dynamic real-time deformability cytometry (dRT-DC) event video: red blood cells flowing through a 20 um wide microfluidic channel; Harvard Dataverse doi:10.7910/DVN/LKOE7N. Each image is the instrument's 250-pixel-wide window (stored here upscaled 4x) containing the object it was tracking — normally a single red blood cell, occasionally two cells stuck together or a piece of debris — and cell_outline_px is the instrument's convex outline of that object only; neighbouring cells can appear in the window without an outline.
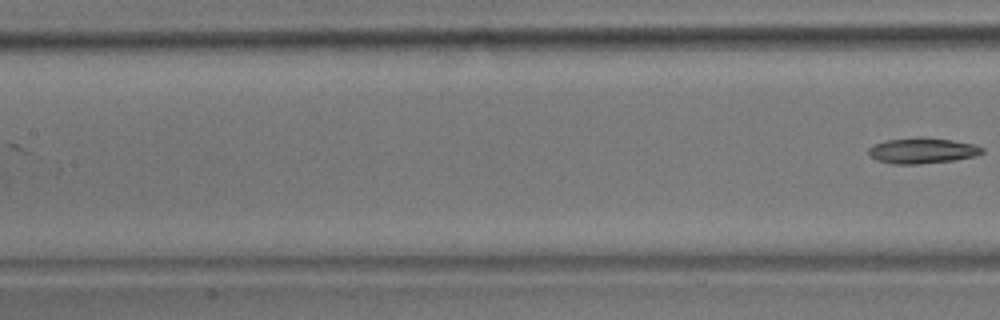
{"species": "common noctule bat (a hibernating species)", "species_latin": "Nyctalus noctula", "temperature_condition": "room temperature", "stored_images_in_passage": 8, "camera_frame_rate_fps": 3000, "um_per_image_px": 0.085, "animal": {"sex": "male", "body_mass_g": 17.9}, "frame": {"image": 1, "passage_image": 8, "time_ms": 8.667, "image_size_px": [1000, 320], "cell_outline_px": [[984, 152], [976, 156], [952, 160], [920, 164], [892, 164], [876, 160], [868, 152], [868, 148], [884, 140], [920, 136], [924, 136], [952, 140], [972, 144], [984, 148]], "centroid_in_image_um": [78.39, 12.79], "position_along_channel_um": 129.0, "area_um2": 17.11}}